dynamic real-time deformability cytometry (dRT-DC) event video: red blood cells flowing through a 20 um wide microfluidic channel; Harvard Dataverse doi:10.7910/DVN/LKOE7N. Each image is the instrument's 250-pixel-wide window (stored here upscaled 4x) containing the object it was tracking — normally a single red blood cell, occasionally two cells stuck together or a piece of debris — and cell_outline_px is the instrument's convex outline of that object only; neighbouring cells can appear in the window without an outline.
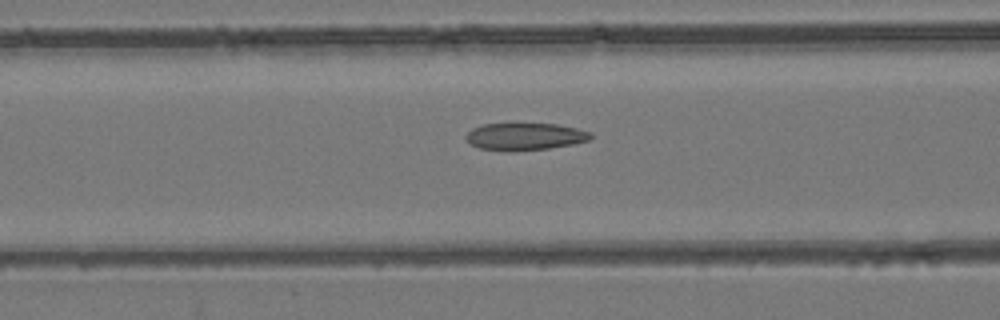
{"species": "common noctule bat (a hibernating species)", "species_latin": "Nyctalus noctula", "temperature_condition": "room temperature", "stored_images_in_passage": 54, "camera_frame_rate_fps": 3000, "um_per_image_px": 0.085, "animal": {"sex": "female", "body_mass_g": 24.6, "forearm_length_mm": 56.2}, "frame": {"image": 1, "passage_image": 22, "time_ms": 7.0, "image_size_px": [1000, 320], "cell_outline_px": [[592, 136], [588, 140], [572, 144], [548, 148], [512, 152], [508, 152], [480, 148], [472, 144], [464, 136], [472, 128], [484, 124], [556, 124], [576, 128], [592, 132]], "centroid_in_image_um": [44.61, 11.61], "position_along_channel_um": 122.0, "area_um2": 19.71}}
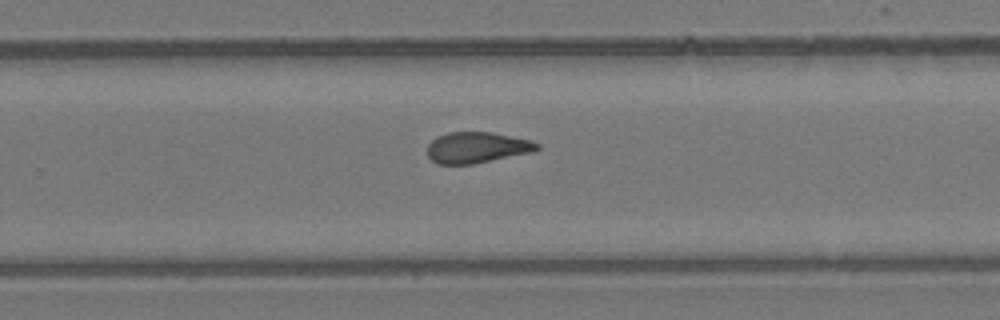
{"frame": {"image": 2, "passage_image": 35, "time_ms": 11.333, "image_size_px": [1000, 320], "cell_outline_px": [[540, 148], [532, 152], [472, 164], [436, 164], [428, 156], [428, 144], [436, 136], [448, 132], [492, 132], [528, 140], [540, 144]], "centroid_in_image_um": [40.5, 12.54], "position_along_channel_um": 289.3, "area_um2": 19.71}}
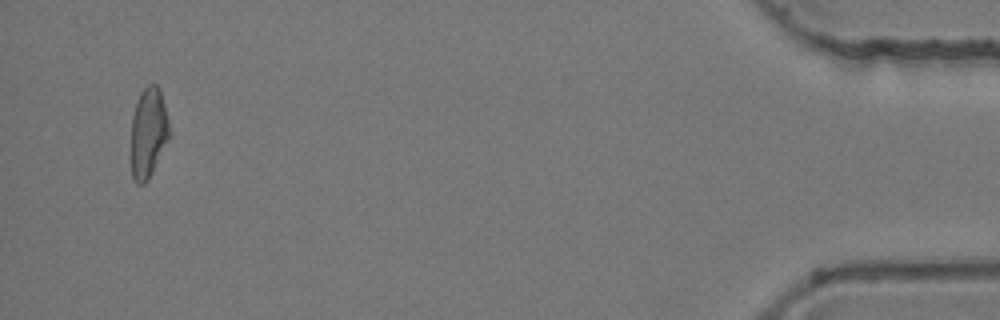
{"frame": {"image": 3, "passage_image": 52, "time_ms": 17.0, "image_size_px": [1000, 320], "cell_outline_px": [[168, 140], [148, 180], [144, 184], [136, 184], [132, 180], [132, 116], [140, 92], [148, 84], [156, 84], [160, 88], [168, 120]], "centroid_in_image_um": [12.6, 11.28], "position_along_channel_um": 422.6, "area_um2": 19.83}, "authors_computed_cell_mechanics": {"area_um2": 20.6346, "velocity_mm_per_s": 3.8685, "shape_relaxation_time_tau1_ms": null, "shape_relaxation_time_tau2_ms": 2.8163, "deformation_change_tau1": null, "deformation_change_tau2": 0.0792}}